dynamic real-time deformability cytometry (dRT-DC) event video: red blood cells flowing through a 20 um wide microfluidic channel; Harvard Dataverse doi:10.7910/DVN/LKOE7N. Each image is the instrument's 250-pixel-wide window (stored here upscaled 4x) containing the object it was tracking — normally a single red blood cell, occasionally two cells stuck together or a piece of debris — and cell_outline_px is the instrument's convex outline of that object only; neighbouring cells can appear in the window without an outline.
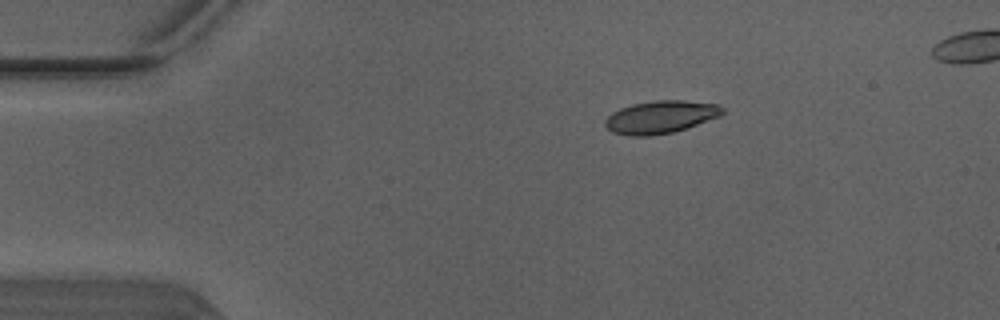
{"species": "Egyptian fruit bat (a non-hibernating species)", "species_latin": "Rousettus aegyptiacus", "temperature_condition": "warm", "stored_images_in_passage": 3, "camera_frame_rate_fps": 3000, "um_per_image_px": 0.085, "animal": {"sex": "male"}, "frame": {"image": 1, "passage_image": 3, "time_ms": 0.667, "image_size_px": [1000, 320], "cell_outline_px": [[724, 112], [720, 116], [672, 132], [648, 136], [628, 136], [612, 132], [604, 124], [604, 120], [612, 112], [620, 108], [632, 104], [656, 100], [680, 100], [716, 104], [724, 108]], "centroid_in_image_um": [56.11, 9.94], "position_along_channel_um": 28.9, "area_um2": 22.14}}